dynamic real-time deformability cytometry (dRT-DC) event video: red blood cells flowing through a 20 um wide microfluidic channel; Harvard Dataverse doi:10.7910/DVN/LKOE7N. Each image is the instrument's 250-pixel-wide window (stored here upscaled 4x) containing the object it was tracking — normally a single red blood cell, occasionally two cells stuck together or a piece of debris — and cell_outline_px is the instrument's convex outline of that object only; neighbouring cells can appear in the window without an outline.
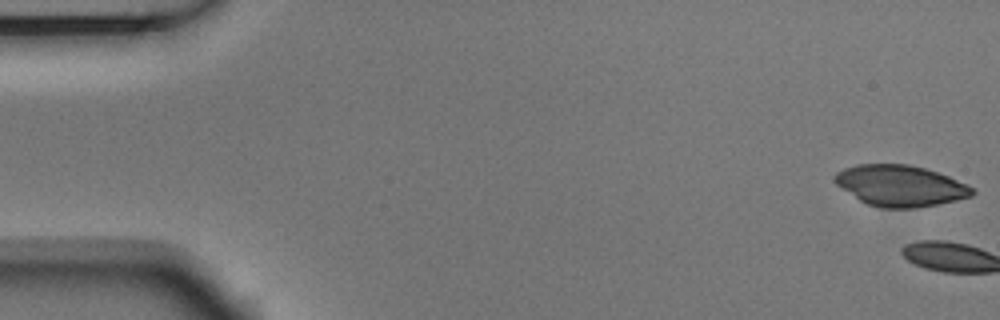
{"species": "Egyptian fruit bat (a non-hibernating species)", "species_latin": "Rousettus aegyptiacus", "temperature_condition": "room temperature", "stored_images_in_passage": 3, "camera_frame_rate_fps": 3000, "um_per_image_px": 0.085, "animal": {"sex": "male"}, "frame": {"image": 1, "passage_image": 1, "time_ms": 0.0, "image_size_px": [1000, 320], "cell_outline_px": [[976, 192], [972, 196], [956, 200], [916, 208], [884, 208], [868, 204], [860, 200], [836, 184], [832, 180], [832, 176], [836, 172], [844, 168], [856, 164], [908, 164], [924, 168], [948, 176], [968, 184]], "centroid_in_image_um": [76.51, 15.78], "position_along_channel_um": 8.5, "area_um2": 32.83}}